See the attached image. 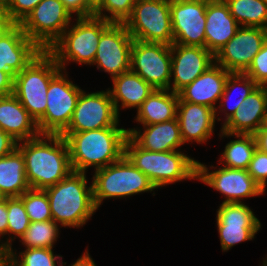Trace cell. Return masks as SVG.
Wrapping results in <instances>:
<instances>
[{"instance_id": "ba28073f", "label": "cell", "mask_w": 267, "mask_h": 266, "mask_svg": "<svg viewBox=\"0 0 267 266\" xmlns=\"http://www.w3.org/2000/svg\"><path fill=\"white\" fill-rule=\"evenodd\" d=\"M124 24L135 40L173 44L170 0H136Z\"/></svg>"}, {"instance_id": "e0dca14e", "label": "cell", "mask_w": 267, "mask_h": 266, "mask_svg": "<svg viewBox=\"0 0 267 266\" xmlns=\"http://www.w3.org/2000/svg\"><path fill=\"white\" fill-rule=\"evenodd\" d=\"M267 40V29L240 26L216 53L215 63L230 73H244Z\"/></svg>"}, {"instance_id": "74e56055", "label": "cell", "mask_w": 267, "mask_h": 266, "mask_svg": "<svg viewBox=\"0 0 267 266\" xmlns=\"http://www.w3.org/2000/svg\"><path fill=\"white\" fill-rule=\"evenodd\" d=\"M248 172L265 191L267 185V153L256 148L250 161Z\"/></svg>"}, {"instance_id": "e575fe53", "label": "cell", "mask_w": 267, "mask_h": 266, "mask_svg": "<svg viewBox=\"0 0 267 266\" xmlns=\"http://www.w3.org/2000/svg\"><path fill=\"white\" fill-rule=\"evenodd\" d=\"M24 204L30 222L52 220L47 193L42 189H29L19 197Z\"/></svg>"}, {"instance_id": "816d5d0a", "label": "cell", "mask_w": 267, "mask_h": 266, "mask_svg": "<svg viewBox=\"0 0 267 266\" xmlns=\"http://www.w3.org/2000/svg\"><path fill=\"white\" fill-rule=\"evenodd\" d=\"M262 266H267V257L265 258V260H263Z\"/></svg>"}, {"instance_id": "9c48e42d", "label": "cell", "mask_w": 267, "mask_h": 266, "mask_svg": "<svg viewBox=\"0 0 267 266\" xmlns=\"http://www.w3.org/2000/svg\"><path fill=\"white\" fill-rule=\"evenodd\" d=\"M67 75L66 71L61 70L50 81L46 111L37 122L40 134L60 135L70 123L82 89L70 81Z\"/></svg>"}, {"instance_id": "f907efd6", "label": "cell", "mask_w": 267, "mask_h": 266, "mask_svg": "<svg viewBox=\"0 0 267 266\" xmlns=\"http://www.w3.org/2000/svg\"><path fill=\"white\" fill-rule=\"evenodd\" d=\"M262 86H263V88H264V90H265L266 97H267V82H266V83H264Z\"/></svg>"}, {"instance_id": "9a60e30c", "label": "cell", "mask_w": 267, "mask_h": 266, "mask_svg": "<svg viewBox=\"0 0 267 266\" xmlns=\"http://www.w3.org/2000/svg\"><path fill=\"white\" fill-rule=\"evenodd\" d=\"M216 221L223 252L238 243L253 240L261 229V222L244 202H222L217 209Z\"/></svg>"}, {"instance_id": "8fae6325", "label": "cell", "mask_w": 267, "mask_h": 266, "mask_svg": "<svg viewBox=\"0 0 267 266\" xmlns=\"http://www.w3.org/2000/svg\"><path fill=\"white\" fill-rule=\"evenodd\" d=\"M131 70L154 89L170 90L171 46L134 39L131 49Z\"/></svg>"}, {"instance_id": "2e32d148", "label": "cell", "mask_w": 267, "mask_h": 266, "mask_svg": "<svg viewBox=\"0 0 267 266\" xmlns=\"http://www.w3.org/2000/svg\"><path fill=\"white\" fill-rule=\"evenodd\" d=\"M207 0H170L173 44L205 47Z\"/></svg>"}, {"instance_id": "f6af8a7d", "label": "cell", "mask_w": 267, "mask_h": 266, "mask_svg": "<svg viewBox=\"0 0 267 266\" xmlns=\"http://www.w3.org/2000/svg\"><path fill=\"white\" fill-rule=\"evenodd\" d=\"M16 23L0 8V39L7 34Z\"/></svg>"}, {"instance_id": "ac0fdd59", "label": "cell", "mask_w": 267, "mask_h": 266, "mask_svg": "<svg viewBox=\"0 0 267 266\" xmlns=\"http://www.w3.org/2000/svg\"><path fill=\"white\" fill-rule=\"evenodd\" d=\"M215 63V56L199 46L171 45L170 90L179 93ZM172 86V87H171Z\"/></svg>"}, {"instance_id": "681fc988", "label": "cell", "mask_w": 267, "mask_h": 266, "mask_svg": "<svg viewBox=\"0 0 267 266\" xmlns=\"http://www.w3.org/2000/svg\"><path fill=\"white\" fill-rule=\"evenodd\" d=\"M9 0H0V8L1 9H5V7L7 6Z\"/></svg>"}, {"instance_id": "60d3db41", "label": "cell", "mask_w": 267, "mask_h": 266, "mask_svg": "<svg viewBox=\"0 0 267 266\" xmlns=\"http://www.w3.org/2000/svg\"><path fill=\"white\" fill-rule=\"evenodd\" d=\"M17 141L0 128V158L11 154L17 148Z\"/></svg>"}, {"instance_id": "7402d4cb", "label": "cell", "mask_w": 267, "mask_h": 266, "mask_svg": "<svg viewBox=\"0 0 267 266\" xmlns=\"http://www.w3.org/2000/svg\"><path fill=\"white\" fill-rule=\"evenodd\" d=\"M42 49L16 24L0 39V71L21 72Z\"/></svg>"}, {"instance_id": "8992f818", "label": "cell", "mask_w": 267, "mask_h": 266, "mask_svg": "<svg viewBox=\"0 0 267 266\" xmlns=\"http://www.w3.org/2000/svg\"><path fill=\"white\" fill-rule=\"evenodd\" d=\"M61 70L54 57L47 50H42L14 76L13 94L36 123L45 114L50 81Z\"/></svg>"}, {"instance_id": "44dd1931", "label": "cell", "mask_w": 267, "mask_h": 266, "mask_svg": "<svg viewBox=\"0 0 267 266\" xmlns=\"http://www.w3.org/2000/svg\"><path fill=\"white\" fill-rule=\"evenodd\" d=\"M230 74L225 68L214 63L193 82L179 93L182 101L211 107L214 110L224 92L227 77Z\"/></svg>"}, {"instance_id": "7dc6e473", "label": "cell", "mask_w": 267, "mask_h": 266, "mask_svg": "<svg viewBox=\"0 0 267 266\" xmlns=\"http://www.w3.org/2000/svg\"><path fill=\"white\" fill-rule=\"evenodd\" d=\"M0 266H9V249L0 245Z\"/></svg>"}, {"instance_id": "30bf717a", "label": "cell", "mask_w": 267, "mask_h": 266, "mask_svg": "<svg viewBox=\"0 0 267 266\" xmlns=\"http://www.w3.org/2000/svg\"><path fill=\"white\" fill-rule=\"evenodd\" d=\"M72 17L61 0H42L19 25L30 40L48 50L71 24Z\"/></svg>"}, {"instance_id": "6da1fadb", "label": "cell", "mask_w": 267, "mask_h": 266, "mask_svg": "<svg viewBox=\"0 0 267 266\" xmlns=\"http://www.w3.org/2000/svg\"><path fill=\"white\" fill-rule=\"evenodd\" d=\"M25 160L26 179L31 189L56 185L72 171L70 153L62 135L40 134L17 143Z\"/></svg>"}, {"instance_id": "4dcf8cb0", "label": "cell", "mask_w": 267, "mask_h": 266, "mask_svg": "<svg viewBox=\"0 0 267 266\" xmlns=\"http://www.w3.org/2000/svg\"><path fill=\"white\" fill-rule=\"evenodd\" d=\"M230 14L240 26L267 29V2L265 0H224Z\"/></svg>"}, {"instance_id": "b9f144b4", "label": "cell", "mask_w": 267, "mask_h": 266, "mask_svg": "<svg viewBox=\"0 0 267 266\" xmlns=\"http://www.w3.org/2000/svg\"><path fill=\"white\" fill-rule=\"evenodd\" d=\"M14 76L12 71H0V96L13 94Z\"/></svg>"}, {"instance_id": "836d02e7", "label": "cell", "mask_w": 267, "mask_h": 266, "mask_svg": "<svg viewBox=\"0 0 267 266\" xmlns=\"http://www.w3.org/2000/svg\"><path fill=\"white\" fill-rule=\"evenodd\" d=\"M8 228L6 241L1 242V246L12 248V241L20 238L30 224L23 201L19 197L7 198ZM13 235L10 237V235ZM15 235V236H14Z\"/></svg>"}, {"instance_id": "1f68e13d", "label": "cell", "mask_w": 267, "mask_h": 266, "mask_svg": "<svg viewBox=\"0 0 267 266\" xmlns=\"http://www.w3.org/2000/svg\"><path fill=\"white\" fill-rule=\"evenodd\" d=\"M53 220L30 222L27 231L19 238L26 248H52L60 235Z\"/></svg>"}, {"instance_id": "c3c4849f", "label": "cell", "mask_w": 267, "mask_h": 266, "mask_svg": "<svg viewBox=\"0 0 267 266\" xmlns=\"http://www.w3.org/2000/svg\"><path fill=\"white\" fill-rule=\"evenodd\" d=\"M86 4L95 11L101 4L102 0H85Z\"/></svg>"}, {"instance_id": "5b68a950", "label": "cell", "mask_w": 267, "mask_h": 266, "mask_svg": "<svg viewBox=\"0 0 267 266\" xmlns=\"http://www.w3.org/2000/svg\"><path fill=\"white\" fill-rule=\"evenodd\" d=\"M112 23L94 15L76 18L74 25L71 23L47 51L64 71L67 70L66 63L71 61L81 65H92L101 34Z\"/></svg>"}, {"instance_id": "d6a6232c", "label": "cell", "mask_w": 267, "mask_h": 266, "mask_svg": "<svg viewBox=\"0 0 267 266\" xmlns=\"http://www.w3.org/2000/svg\"><path fill=\"white\" fill-rule=\"evenodd\" d=\"M14 251L9 249V266H62L63 256L55 255L52 248H26L19 256Z\"/></svg>"}, {"instance_id": "3957f363", "label": "cell", "mask_w": 267, "mask_h": 266, "mask_svg": "<svg viewBox=\"0 0 267 266\" xmlns=\"http://www.w3.org/2000/svg\"><path fill=\"white\" fill-rule=\"evenodd\" d=\"M86 173L72 171L56 185L45 188L52 220L62 227L79 228L98 210L93 200V186Z\"/></svg>"}, {"instance_id": "8d00e7d4", "label": "cell", "mask_w": 267, "mask_h": 266, "mask_svg": "<svg viewBox=\"0 0 267 266\" xmlns=\"http://www.w3.org/2000/svg\"><path fill=\"white\" fill-rule=\"evenodd\" d=\"M244 74L259 86L267 82V40L263 43L261 50L253 58Z\"/></svg>"}, {"instance_id": "bcb514c9", "label": "cell", "mask_w": 267, "mask_h": 266, "mask_svg": "<svg viewBox=\"0 0 267 266\" xmlns=\"http://www.w3.org/2000/svg\"><path fill=\"white\" fill-rule=\"evenodd\" d=\"M66 265V262H62V266ZM69 266H96L95 262L91 258L88 249L78 258L73 264Z\"/></svg>"}, {"instance_id": "cb8c5ba5", "label": "cell", "mask_w": 267, "mask_h": 266, "mask_svg": "<svg viewBox=\"0 0 267 266\" xmlns=\"http://www.w3.org/2000/svg\"><path fill=\"white\" fill-rule=\"evenodd\" d=\"M141 129L129 128L128 136L141 148L152 152L181 150L184 143L177 117L158 124L142 125Z\"/></svg>"}, {"instance_id": "ffe728a7", "label": "cell", "mask_w": 267, "mask_h": 266, "mask_svg": "<svg viewBox=\"0 0 267 266\" xmlns=\"http://www.w3.org/2000/svg\"><path fill=\"white\" fill-rule=\"evenodd\" d=\"M266 123L267 97L263 86L258 85L220 129L231 134H254Z\"/></svg>"}, {"instance_id": "f35d334b", "label": "cell", "mask_w": 267, "mask_h": 266, "mask_svg": "<svg viewBox=\"0 0 267 266\" xmlns=\"http://www.w3.org/2000/svg\"><path fill=\"white\" fill-rule=\"evenodd\" d=\"M42 0H9L4 12L16 24H20Z\"/></svg>"}, {"instance_id": "83f0119b", "label": "cell", "mask_w": 267, "mask_h": 266, "mask_svg": "<svg viewBox=\"0 0 267 266\" xmlns=\"http://www.w3.org/2000/svg\"><path fill=\"white\" fill-rule=\"evenodd\" d=\"M29 189L25 160L16 148L11 154L0 158V193L4 198L20 197Z\"/></svg>"}, {"instance_id": "52a82bcc", "label": "cell", "mask_w": 267, "mask_h": 266, "mask_svg": "<svg viewBox=\"0 0 267 266\" xmlns=\"http://www.w3.org/2000/svg\"><path fill=\"white\" fill-rule=\"evenodd\" d=\"M91 183L97 209L105 199L124 198L142 192H154L157 189L125 155L118 161L96 170Z\"/></svg>"}, {"instance_id": "ab89813d", "label": "cell", "mask_w": 267, "mask_h": 266, "mask_svg": "<svg viewBox=\"0 0 267 266\" xmlns=\"http://www.w3.org/2000/svg\"><path fill=\"white\" fill-rule=\"evenodd\" d=\"M65 9L76 18H87L93 16V10L86 4L85 0H61Z\"/></svg>"}, {"instance_id": "7c38bea8", "label": "cell", "mask_w": 267, "mask_h": 266, "mask_svg": "<svg viewBox=\"0 0 267 266\" xmlns=\"http://www.w3.org/2000/svg\"><path fill=\"white\" fill-rule=\"evenodd\" d=\"M119 116L109 90H82L68 127L63 132H83L119 126Z\"/></svg>"}, {"instance_id": "d590c367", "label": "cell", "mask_w": 267, "mask_h": 266, "mask_svg": "<svg viewBox=\"0 0 267 266\" xmlns=\"http://www.w3.org/2000/svg\"><path fill=\"white\" fill-rule=\"evenodd\" d=\"M135 2L136 0H102L93 15L113 23H124L131 15Z\"/></svg>"}, {"instance_id": "ee69618b", "label": "cell", "mask_w": 267, "mask_h": 266, "mask_svg": "<svg viewBox=\"0 0 267 266\" xmlns=\"http://www.w3.org/2000/svg\"><path fill=\"white\" fill-rule=\"evenodd\" d=\"M256 148L267 153V123L261 126L254 134Z\"/></svg>"}, {"instance_id": "d6986e66", "label": "cell", "mask_w": 267, "mask_h": 266, "mask_svg": "<svg viewBox=\"0 0 267 266\" xmlns=\"http://www.w3.org/2000/svg\"><path fill=\"white\" fill-rule=\"evenodd\" d=\"M177 119L183 143H206L214 133L215 110L211 107L182 101L177 104Z\"/></svg>"}, {"instance_id": "f546056e", "label": "cell", "mask_w": 267, "mask_h": 266, "mask_svg": "<svg viewBox=\"0 0 267 266\" xmlns=\"http://www.w3.org/2000/svg\"><path fill=\"white\" fill-rule=\"evenodd\" d=\"M257 86L258 85L244 73H230L227 77L224 92L218 102L219 108L215 109V119H217V121H221L218 113L224 112V123H226L239 108L241 103L248 97L250 92L253 91ZM238 89V99L233 103V105L229 104L233 101L232 100L230 102V96H232L233 92L237 91ZM218 110L219 112H217Z\"/></svg>"}, {"instance_id": "277c9868", "label": "cell", "mask_w": 267, "mask_h": 266, "mask_svg": "<svg viewBox=\"0 0 267 266\" xmlns=\"http://www.w3.org/2000/svg\"><path fill=\"white\" fill-rule=\"evenodd\" d=\"M124 155L158 189L167 184L197 179V160L180 150L152 152L139 147L129 136Z\"/></svg>"}, {"instance_id": "4fadbf2b", "label": "cell", "mask_w": 267, "mask_h": 266, "mask_svg": "<svg viewBox=\"0 0 267 266\" xmlns=\"http://www.w3.org/2000/svg\"><path fill=\"white\" fill-rule=\"evenodd\" d=\"M204 163L197 161V179L219 191L225 197L223 203H241L243 198L263 195L265 191L250 176L248 170L220 167L209 171ZM242 200V201H241Z\"/></svg>"}, {"instance_id": "5bb4252c", "label": "cell", "mask_w": 267, "mask_h": 266, "mask_svg": "<svg viewBox=\"0 0 267 266\" xmlns=\"http://www.w3.org/2000/svg\"><path fill=\"white\" fill-rule=\"evenodd\" d=\"M133 41L124 23H112L101 34L92 65L110 74L111 80L130 70Z\"/></svg>"}, {"instance_id": "603a6c76", "label": "cell", "mask_w": 267, "mask_h": 266, "mask_svg": "<svg viewBox=\"0 0 267 266\" xmlns=\"http://www.w3.org/2000/svg\"><path fill=\"white\" fill-rule=\"evenodd\" d=\"M239 27L224 0H207L205 47L214 56L235 35Z\"/></svg>"}, {"instance_id": "d4e9b609", "label": "cell", "mask_w": 267, "mask_h": 266, "mask_svg": "<svg viewBox=\"0 0 267 266\" xmlns=\"http://www.w3.org/2000/svg\"><path fill=\"white\" fill-rule=\"evenodd\" d=\"M0 128L17 142L40 135L36 121L14 94L0 96Z\"/></svg>"}, {"instance_id": "7bdbcfd3", "label": "cell", "mask_w": 267, "mask_h": 266, "mask_svg": "<svg viewBox=\"0 0 267 266\" xmlns=\"http://www.w3.org/2000/svg\"><path fill=\"white\" fill-rule=\"evenodd\" d=\"M8 214H7V198L0 200V237L7 235L8 228ZM1 245V238H0Z\"/></svg>"}, {"instance_id": "4316f807", "label": "cell", "mask_w": 267, "mask_h": 266, "mask_svg": "<svg viewBox=\"0 0 267 266\" xmlns=\"http://www.w3.org/2000/svg\"><path fill=\"white\" fill-rule=\"evenodd\" d=\"M179 95L171 90L154 89L137 109L135 121L142 125L170 121L177 116Z\"/></svg>"}, {"instance_id": "7a4b0ae2", "label": "cell", "mask_w": 267, "mask_h": 266, "mask_svg": "<svg viewBox=\"0 0 267 266\" xmlns=\"http://www.w3.org/2000/svg\"><path fill=\"white\" fill-rule=\"evenodd\" d=\"M68 144L73 171L86 173L89 167L94 171L118 161L124 155V144L128 130L106 127L83 132H62Z\"/></svg>"}, {"instance_id": "f1b7e54d", "label": "cell", "mask_w": 267, "mask_h": 266, "mask_svg": "<svg viewBox=\"0 0 267 266\" xmlns=\"http://www.w3.org/2000/svg\"><path fill=\"white\" fill-rule=\"evenodd\" d=\"M220 138L236 137L230 140L221 153L219 164L232 169L248 170L253 153L256 150V141L253 134H231L220 130Z\"/></svg>"}, {"instance_id": "484cf974", "label": "cell", "mask_w": 267, "mask_h": 266, "mask_svg": "<svg viewBox=\"0 0 267 266\" xmlns=\"http://www.w3.org/2000/svg\"><path fill=\"white\" fill-rule=\"evenodd\" d=\"M112 82V90L110 88L108 90L118 115L120 109L136 108L137 110L154 90L131 69L113 78Z\"/></svg>"}]
</instances>
